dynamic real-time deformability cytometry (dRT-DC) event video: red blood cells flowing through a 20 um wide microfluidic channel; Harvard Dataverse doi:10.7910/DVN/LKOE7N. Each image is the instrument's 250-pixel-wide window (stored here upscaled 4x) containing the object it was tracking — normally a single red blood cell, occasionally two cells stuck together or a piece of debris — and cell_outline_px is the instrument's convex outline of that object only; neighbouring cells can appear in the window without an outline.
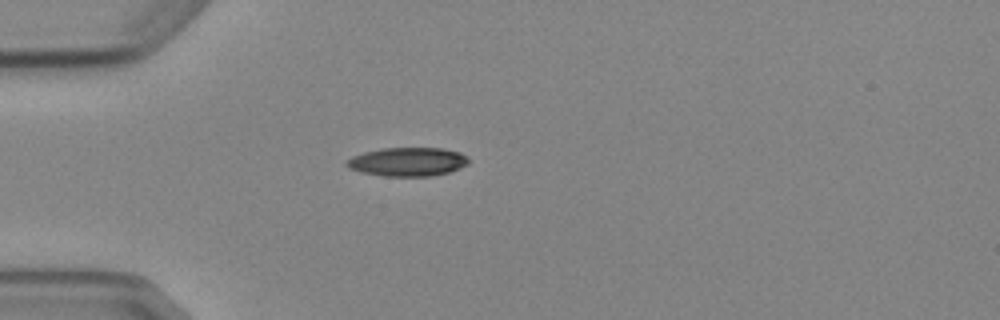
{"species": "Egyptian fruit bat (a non-hibernating species)", "species_latin": "Rousettus aegyptiacus", "temperature_condition": "cold", "stored_images_in_passage": 1, "camera_frame_rate_fps": 3000, "um_per_image_px": 0.085, "animal": {"sex": "female"}, "frame": {"image": 1, "passage_image": 1, "time_ms": 0.0, "image_size_px": [1000, 320], "cell_outline_px": [[468, 164], [460, 168], [448, 172], [432, 176], [384, 176], [360, 172], [348, 168], [344, 164], [352, 156], [364, 152], [384, 148], [444, 148], [460, 152], [468, 160]], "centroid_in_image_um": [34.63, 13.75], "position_along_channel_um": 50.4, "area_um2": 20.4}}